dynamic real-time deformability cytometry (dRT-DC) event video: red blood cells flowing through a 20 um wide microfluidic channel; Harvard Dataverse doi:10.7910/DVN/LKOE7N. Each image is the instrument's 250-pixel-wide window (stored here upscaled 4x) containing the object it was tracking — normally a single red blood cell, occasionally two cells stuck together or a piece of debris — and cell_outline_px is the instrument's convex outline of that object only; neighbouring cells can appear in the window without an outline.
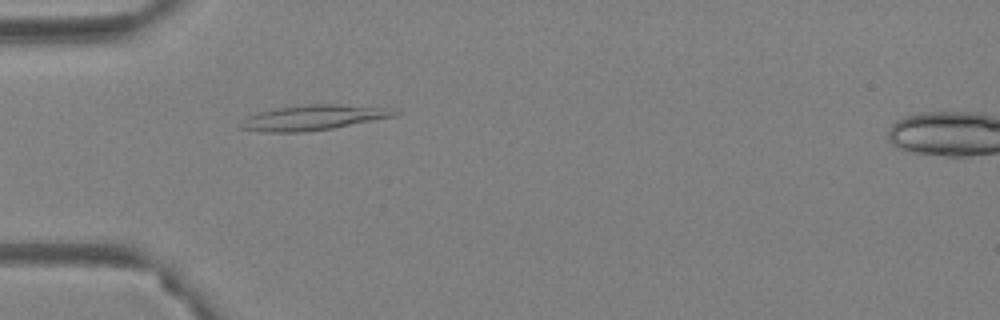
{"species": "Egyptian fruit bat (a non-hibernating species)", "species_latin": "Rousettus aegyptiacus", "temperature_condition": "warm", "stored_images_in_passage": 34, "camera_frame_rate_fps": 3000, "um_per_image_px": 0.085, "animal": {"sex": "female"}, "frame": {"image": 1, "passage_image": 7, "time_ms": 2.0, "image_size_px": [1000, 320], "cell_outline_px": [[400, 112], [396, 116], [332, 128], [304, 132], [264, 132], [240, 128], [248, 116], [256, 112], [276, 108], [304, 104], [340, 104], [384, 108]], "centroid_in_image_um": [26.62, 9.99], "position_along_channel_um": 58.4, "area_um2": 22.25}}
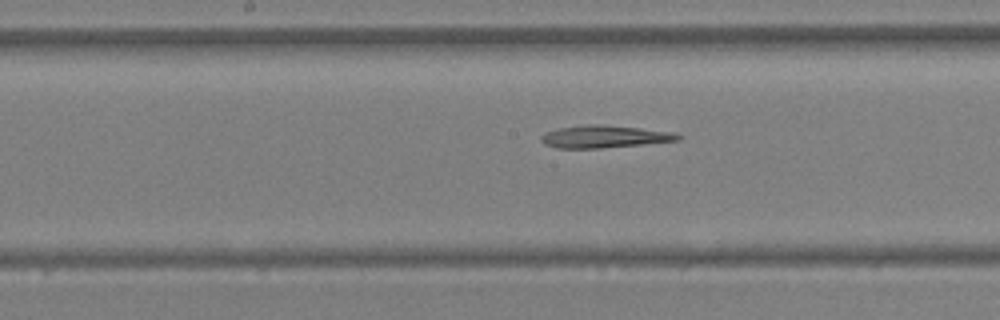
{"frame": {"image": 2, "passage_image": 19, "time_ms": 6.0, "image_size_px": [1000, 320], "cell_outline_px": [[684, 136], [680, 140], [600, 148], [556, 148], [544, 144], [540, 140], [540, 136], [544, 132], [560, 128], [588, 124], [600, 124], [640, 128], [676, 132]], "centroid_in_image_um": [51.38, 11.61], "position_along_channel_um": 196.8, "area_um2": 17.92}}
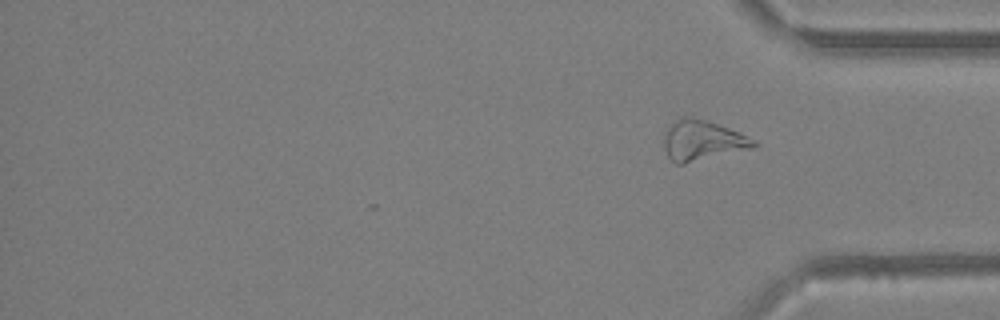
{"frame": {"image": 3, "passage_image": 34, "time_ms": 11.0, "image_size_px": [1000, 320], "cell_outline_px": [[760, 144], [752, 148], [684, 164], [676, 164], [668, 156], [664, 148], [664, 136], [668, 128], [676, 120], [684, 116], [692, 116], [708, 120], [728, 128], [756, 140]], "centroid_in_image_um": [59.7, 11.94], "position_along_channel_um": 375.5, "area_um2": 20.92}}